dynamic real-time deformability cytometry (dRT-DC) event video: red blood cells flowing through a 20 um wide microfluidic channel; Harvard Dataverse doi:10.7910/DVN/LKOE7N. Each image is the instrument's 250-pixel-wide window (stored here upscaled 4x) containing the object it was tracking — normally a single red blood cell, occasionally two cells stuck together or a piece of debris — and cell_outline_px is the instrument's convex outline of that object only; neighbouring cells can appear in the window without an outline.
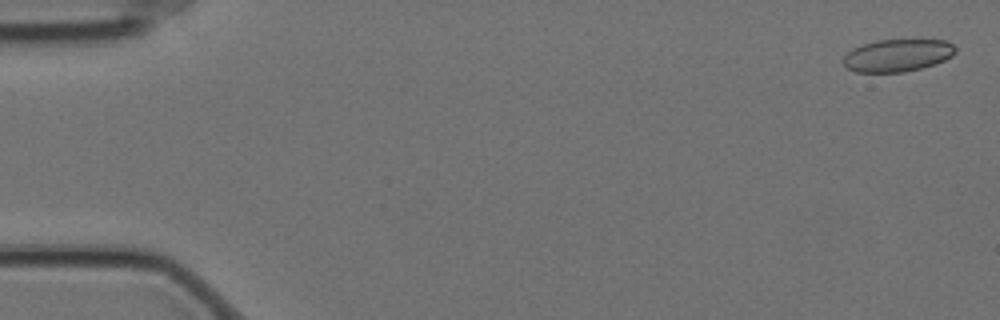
{"species": "Egyptian fruit bat (a non-hibernating species)", "species_latin": "Rousettus aegyptiacus", "temperature_condition": "cold", "stored_images_in_passage": 4, "segment_of_instrument_passage": [2, 2], "camera_frame_rate_fps": 3000, "um_per_image_px": 0.085, "animal": {"sex": "female"}, "frame": {"image": 1, "passage_image": 4, "time_ms": 1.0, "image_size_px": [1000, 320], "cell_outline_px": [[956, 52], [952, 56], [936, 64], [904, 72], [856, 72], [848, 68], [844, 64], [844, 56], [852, 48], [876, 40], [944, 40], [952, 44], [956, 48]], "centroid_in_image_um": [76.3, 4.71], "position_along_channel_um": 8.7, "area_um2": 21.1}}